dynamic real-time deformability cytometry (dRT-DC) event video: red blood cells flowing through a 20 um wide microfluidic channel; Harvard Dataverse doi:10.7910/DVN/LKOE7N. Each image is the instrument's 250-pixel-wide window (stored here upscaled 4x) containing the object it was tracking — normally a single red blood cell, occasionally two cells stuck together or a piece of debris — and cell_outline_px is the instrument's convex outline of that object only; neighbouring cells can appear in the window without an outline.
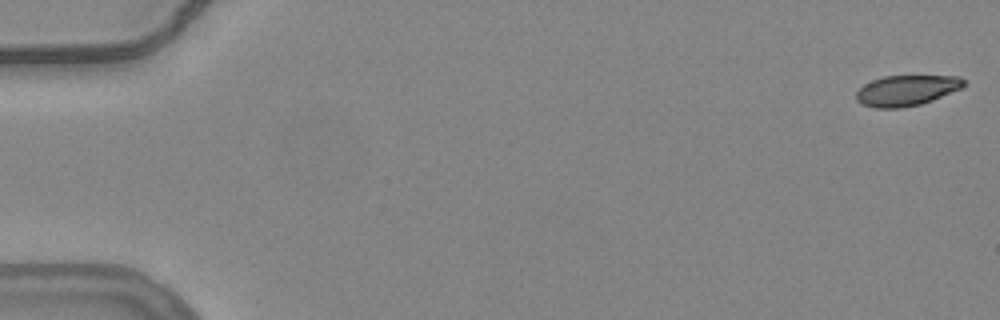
{"species": "common noctule bat (a hibernating species)", "species_latin": "Nyctalus noctula", "temperature_condition": "warm", "stored_images_in_passage": 55, "camera_frame_rate_fps": 3000, "um_per_image_px": 0.085, "animal": {"sex": "female", "body_mass_g": 24.6, "forearm_length_mm": 56.2}, "frame": {"image": 1, "passage_image": 1, "time_ms": 0.0, "image_size_px": [1000, 320], "cell_outline_px": [[968, 84], [960, 88], [932, 100], [920, 104], [900, 108], [876, 108], [860, 104], [856, 100], [856, 92], [864, 84], [872, 80], [884, 76], [960, 76]], "centroid_in_image_um": [77.03, 7.69], "position_along_channel_um": 8.0, "area_um2": 19.13}}
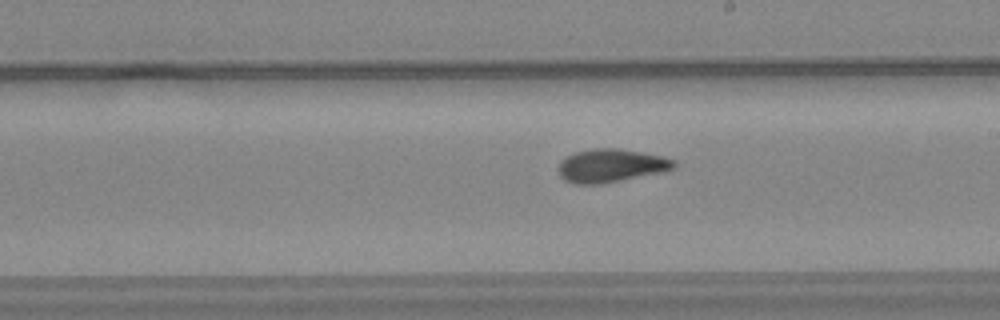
{"frame": {"image": 2, "passage_image": 32, "time_ms": 10.333, "image_size_px": [1000, 320], "cell_outline_px": [[676, 168], [664, 172], [600, 184], [576, 184], [564, 180], [560, 176], [556, 168], [560, 160], [576, 152], [592, 148], [616, 148], [664, 156], [676, 160]], "centroid_in_image_um": [51.94, 14.08], "position_along_channel_um": 237.1, "area_um2": 22.66}}
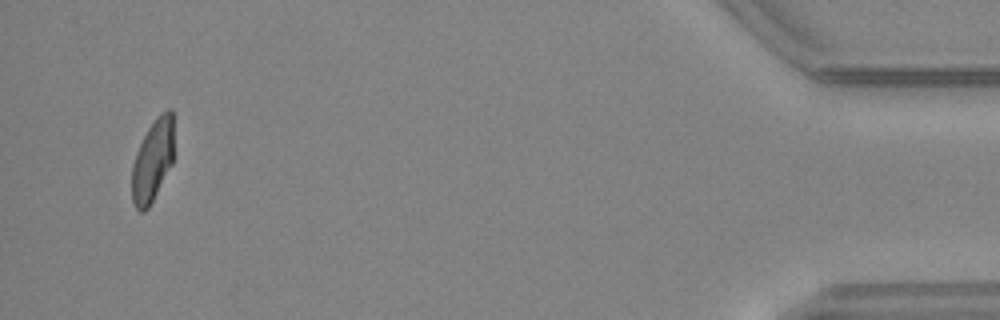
{"frame": {"image": 3, "passage_image": 53, "time_ms": 17.333, "image_size_px": [1000, 320], "cell_outline_px": [[172, 164], [148, 208], [144, 212], [140, 212], [136, 208], [132, 200], [132, 164], [136, 152], [148, 128], [156, 116], [160, 112], [168, 108], [172, 108]], "centroid_in_image_um": [12.96, 13.64], "position_along_channel_um": 422.2, "area_um2": 19.88}, "authors_computed_cell_mechanics": {"area_um2": 21.6172, "velocity_mm_per_s": 3.7827, "shape_relaxation_time_tau1_ms": null, "shape_relaxation_time_tau2_ms": 1.8658, "deformation_change_tau1": null, "deformation_change_tau2": 0.0645}}